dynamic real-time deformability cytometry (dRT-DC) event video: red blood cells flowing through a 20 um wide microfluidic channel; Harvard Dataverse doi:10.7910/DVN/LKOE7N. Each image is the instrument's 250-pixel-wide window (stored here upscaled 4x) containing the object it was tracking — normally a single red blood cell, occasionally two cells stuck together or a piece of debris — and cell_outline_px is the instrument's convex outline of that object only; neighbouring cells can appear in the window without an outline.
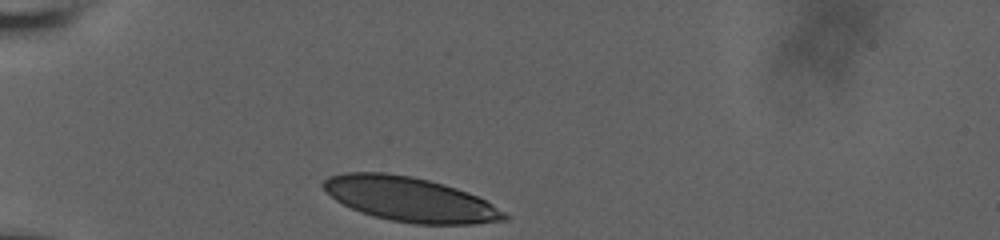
{"species": "human", "species_latin": "Homo sapiens", "temperature_condition": "room temperature", "stored_images_in_passage": 32, "camera_frame_rate_fps": 3000, "um_per_image_px": 0.085, "donor": {"sex": "male"}, "frame": {"image": 1, "passage_image": 1, "time_ms": 0.0, "image_size_px": [1000, 240], "cell_outline_px": [[508, 220], [472, 224], [416, 224], [392, 220], [372, 216], [360, 212], [336, 200], [320, 184], [328, 176], [344, 172], [384, 172], [412, 176], [444, 184], [468, 192], [492, 204], [504, 212], [508, 216]], "centroid_in_image_um": [34.83, 16.93], "position_along_channel_um": 50.2, "area_um2": 46.64}}
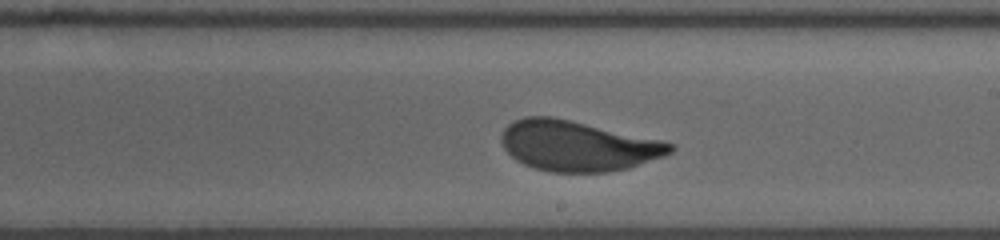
{"frame": {"image": 2, "passage_image": 19, "time_ms": 6.0, "image_size_px": [1000, 240], "cell_outline_px": [[676, 148], [672, 152], [664, 156], [628, 168], [608, 172], [548, 172], [532, 168], [516, 160], [504, 148], [500, 140], [500, 136], [504, 128], [508, 124], [524, 116], [552, 116], [572, 120], [664, 140], [676, 144]], "centroid_in_image_um": [49.12, 12.39], "position_along_channel_um": 239.9, "area_um2": 50.05}}
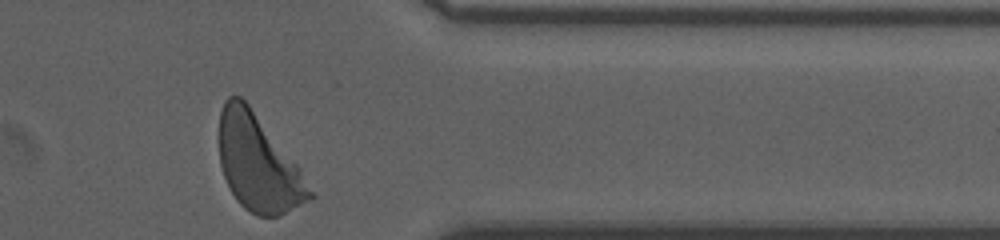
{"frame": {"image": 3, "passage_image": 32, "time_ms": 10.333, "image_size_px": [1000, 240], "cell_outline_px": [[316, 196], [312, 200], [280, 216], [256, 216], [244, 208], [236, 200], [224, 176], [220, 164], [220, 112], [224, 100], [228, 96], [240, 96], [248, 104], [300, 168]], "centroid_in_image_um": [21.97, 13.92], "position_along_channel_um": 389.4, "area_um2": 50.52}, "authors_computed_cell_mechanics": {"area_um2": 49.708, "velocity_mm_per_s": 3.6587, "shape_relaxation_time_tau1_ms": 4.0967, "shape_relaxation_time_tau2_ms": null, "deformation_change_tau1": 0.1654, "deformation_change_tau2": null}}